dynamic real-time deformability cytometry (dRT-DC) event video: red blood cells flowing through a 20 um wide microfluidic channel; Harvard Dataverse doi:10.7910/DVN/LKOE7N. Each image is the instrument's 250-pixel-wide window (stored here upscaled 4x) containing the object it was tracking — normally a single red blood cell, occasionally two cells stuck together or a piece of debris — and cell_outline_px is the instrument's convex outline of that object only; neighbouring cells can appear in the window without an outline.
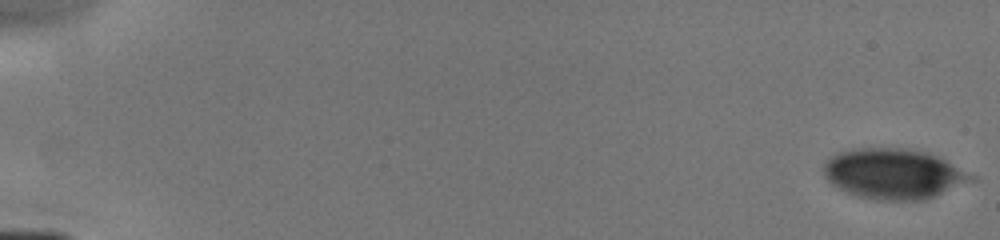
{"species": "human", "species_latin": "Homo sapiens", "temperature_condition": "cold", "stored_images_in_passage": 9, "camera_frame_rate_fps": 3000, "um_per_image_px": 0.085, "donor": {"sex": "male"}, "frame": {"image": 1, "passage_image": 1, "time_ms": 0.0, "image_size_px": [1000, 240], "cell_outline_px": [[980, 180], [936, 196], [924, 200], [876, 200], [860, 196], [848, 192], [832, 184], [824, 176], [824, 160], [836, 152], [852, 148], [904, 148], [928, 152], [976, 176]], "centroid_in_image_um": [75.99, 14.77], "position_along_channel_um": 9.0, "area_um2": 43.64}}
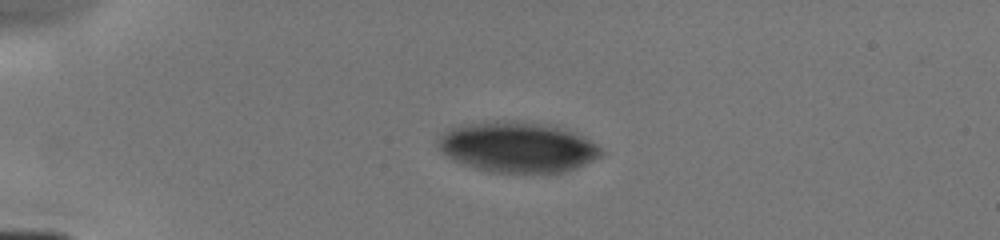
{"frame": {"image": 2, "passage_image": 5, "time_ms": 4.0, "image_size_px": [1000, 240], "cell_outline_px": [[604, 152], [600, 156], [576, 168], [564, 172], [492, 172], [476, 168], [452, 160], [436, 144], [436, 140], [444, 132], [452, 128], [464, 124], [496, 120], [520, 120], [556, 124], [584, 136], [596, 144]], "centroid_in_image_um": [44.01, 12.47], "position_along_channel_um": 41.0, "area_um2": 48.38}}
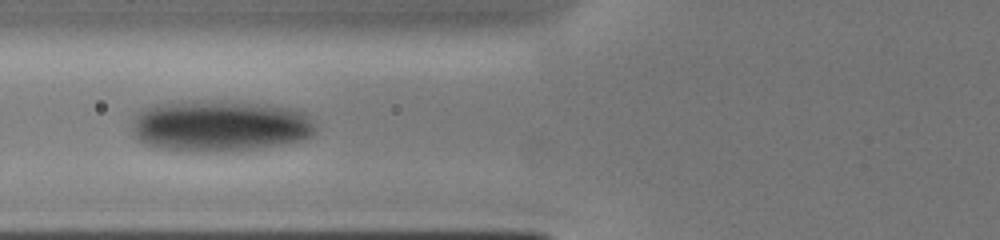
{"frame": {"image": 3, "passage_image": 8, "time_ms": 6.667, "image_size_px": [1000, 240], "cell_outline_px": [[316, 132], [312, 136], [288, 144], [260, 148], [224, 152], [188, 152], [156, 148], [144, 144], [136, 140], [132, 136], [128, 120], [140, 108], [152, 104], [172, 100], [228, 100], [268, 104], [288, 108], [304, 112], [308, 116], [316, 128]], "centroid_in_image_um": [18.55, 10.69], "position_along_channel_um": 107.3, "area_um2": 57.34}}